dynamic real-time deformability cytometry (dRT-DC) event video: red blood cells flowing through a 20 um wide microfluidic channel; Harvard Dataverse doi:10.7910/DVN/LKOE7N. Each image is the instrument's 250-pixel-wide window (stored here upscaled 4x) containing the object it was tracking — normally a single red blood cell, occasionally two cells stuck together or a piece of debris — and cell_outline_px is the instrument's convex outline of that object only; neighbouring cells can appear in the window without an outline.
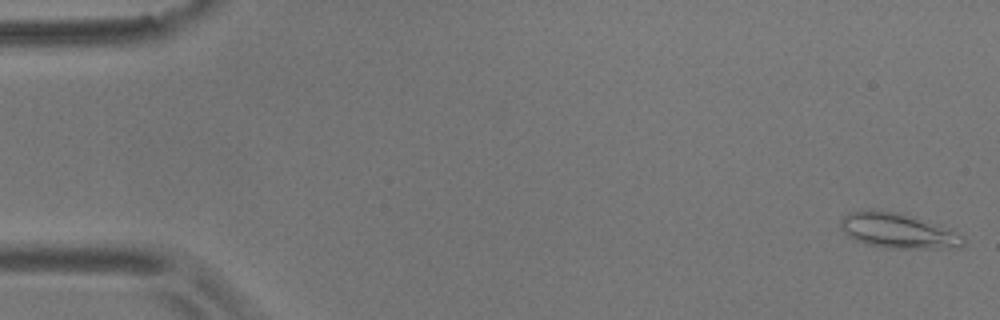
{"species": "common noctule bat (a hibernating species)", "species_latin": "Nyctalus noctula", "temperature_condition": "room temperature", "stored_images_in_passage": 6, "camera_frame_rate_fps": 3000, "um_per_image_px": 0.085, "animal": {"sex": "male", "body_mass_g": 17.9}, "frame": {"image": 1, "passage_image": 1, "time_ms": 0.0, "image_size_px": [1000, 320], "cell_outline_px": [[964, 244], [960, 248], [884, 248], [868, 244], [856, 240], [848, 236], [840, 228], [840, 220], [848, 212], [868, 208], [872, 208], [896, 212], [916, 216], [948, 228], [964, 236]], "centroid_in_image_um": [76.31, 19.59], "position_along_channel_um": 8.7, "area_um2": 25.55}}
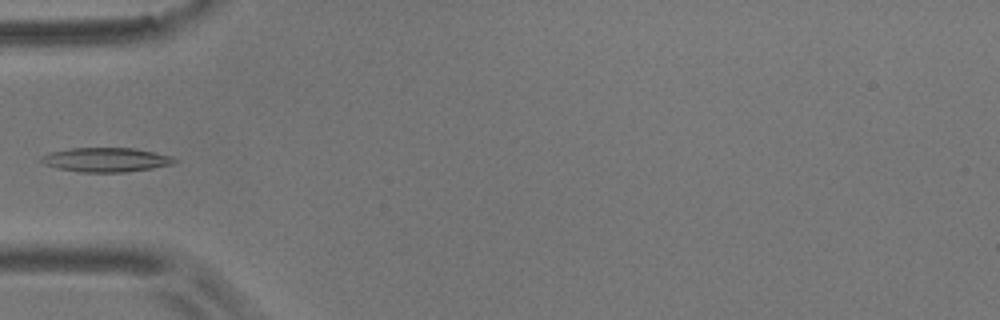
{"frame": {"image": 2, "passage_image": 6, "time_ms": 5.667, "image_size_px": [1000, 320], "cell_outline_px": [[180, 160], [172, 164], [152, 168], [124, 172], [80, 172], [60, 168], [44, 164], [40, 160], [40, 156], [52, 152], [72, 148], [132, 148], [172, 156]], "centroid_in_image_um": [9.03, 13.58], "position_along_channel_um": 76.0, "area_um2": 18.61}}